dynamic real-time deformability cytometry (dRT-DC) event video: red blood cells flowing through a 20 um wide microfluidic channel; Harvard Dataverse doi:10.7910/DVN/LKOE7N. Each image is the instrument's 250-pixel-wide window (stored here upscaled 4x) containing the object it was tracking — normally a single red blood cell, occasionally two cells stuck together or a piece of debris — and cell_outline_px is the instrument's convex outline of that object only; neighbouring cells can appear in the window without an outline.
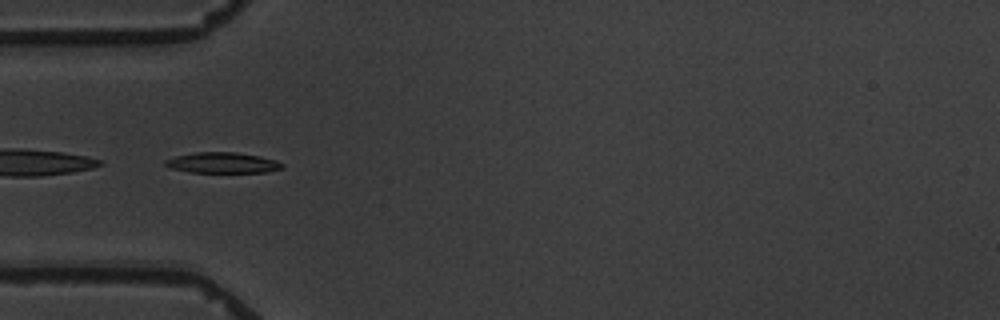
{"species": "common noctule bat (a hibernating species)", "species_latin": "Nyctalus noctula", "temperature_condition": "warm", "stored_images_in_passage": 5, "camera_frame_rate_fps": 3000, "um_per_image_px": 0.085, "animal": {"sex": "male", "body_mass_g": 19.5, "forearm_length_mm": 54.6}, "frame": {"image": 1, "passage_image": 5, "time_ms": 5.333, "image_size_px": [1000, 320], "cell_outline_px": [[284, 168], [268, 172], [188, 172], [168, 168], [164, 164], [164, 160], [176, 156], [196, 152], [236, 152], [260, 156], [276, 160], [284, 164]], "centroid_in_image_um": [18.91, 13.84], "position_along_channel_um": 66.1, "area_um2": 14.22}}